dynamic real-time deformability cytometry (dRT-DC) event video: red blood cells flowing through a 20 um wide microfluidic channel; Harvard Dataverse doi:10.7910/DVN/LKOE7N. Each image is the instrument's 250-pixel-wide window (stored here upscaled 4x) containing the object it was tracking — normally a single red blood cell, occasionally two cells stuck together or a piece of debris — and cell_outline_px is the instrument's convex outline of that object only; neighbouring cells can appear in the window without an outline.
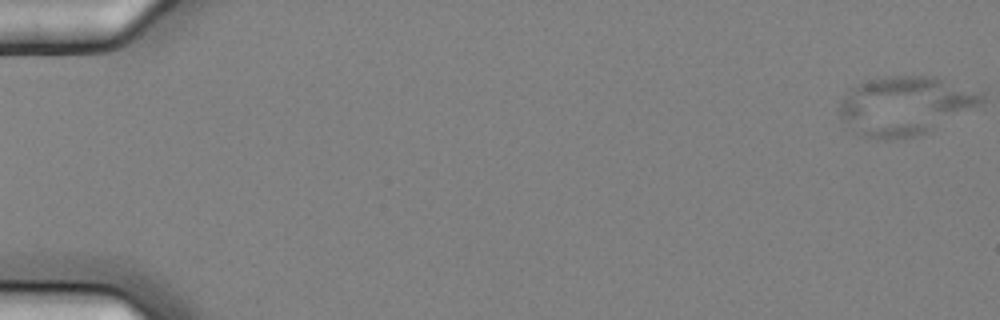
{"species": "common noctule bat (a hibernating species)", "species_latin": "Nyctalus noctula", "temperature_condition": "cold", "stored_images_in_passage": 8, "camera_frame_rate_fps": 3000, "um_per_image_px": 0.085, "animal": {"sex": "female", "body_mass_g": 25.1}, "frame": {"image": 1, "passage_image": 1, "time_ms": 0.0, "image_size_px": [1000, 320], "cell_outline_px": [[984, 100], [980, 104], [924, 132], [912, 136], [888, 140], [876, 140], [860, 136], [852, 132], [840, 120], [836, 108], [840, 100], [856, 84], [876, 76], [936, 76], [984, 92]], "centroid_in_image_um": [76.82, 8.96], "position_along_channel_um": 8.2, "area_um2": 49.01}}
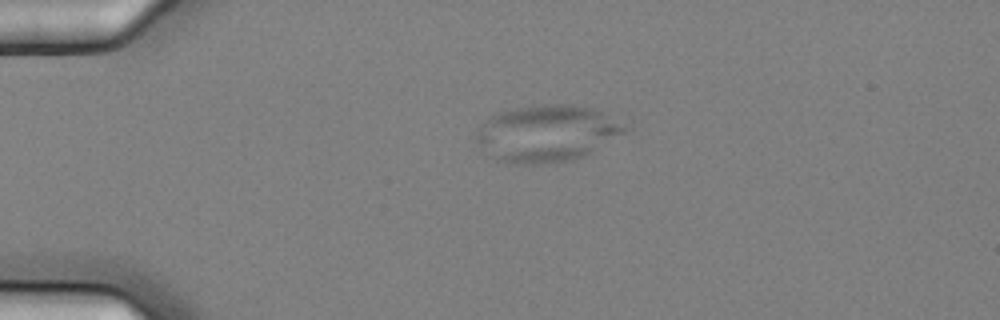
{"frame": {"image": 2, "passage_image": 5, "time_ms": 1.333, "image_size_px": [1000, 320], "cell_outline_px": [[632, 128], [584, 156], [572, 160], [556, 164], [512, 164], [496, 160], [476, 140], [476, 132], [480, 124], [488, 116], [496, 112], [516, 108], [544, 104], [568, 104], [592, 108]], "centroid_in_image_um": [46.45, 11.35], "position_along_channel_um": 38.5, "area_um2": 49.13}}